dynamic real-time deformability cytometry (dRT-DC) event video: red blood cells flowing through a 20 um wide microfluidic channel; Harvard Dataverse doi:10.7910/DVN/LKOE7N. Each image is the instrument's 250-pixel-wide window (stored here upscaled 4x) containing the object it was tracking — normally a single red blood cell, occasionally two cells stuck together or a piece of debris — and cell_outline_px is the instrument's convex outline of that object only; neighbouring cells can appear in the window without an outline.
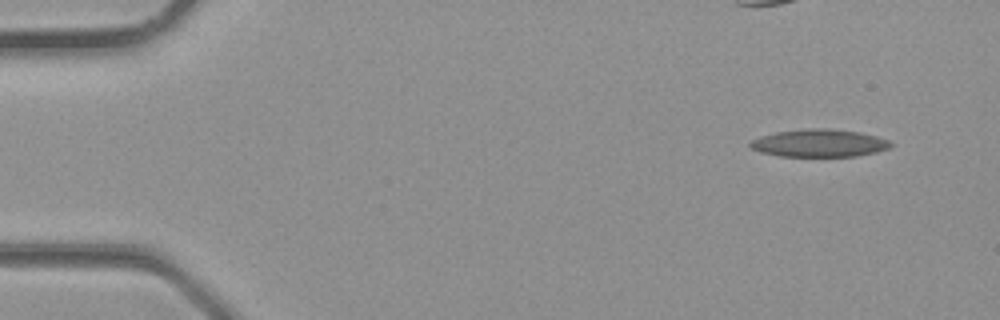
{"species": "common noctule bat (a hibernating species)", "species_latin": "Nyctalus noctula", "temperature_condition": "room temperature", "stored_images_in_passage": 34, "camera_frame_rate_fps": 3000, "um_per_image_px": 0.085, "animal": {"sex": "male", "body_mass_g": 23.1, "forearm_length_mm": 52.7}, "frame": {"image": 1, "passage_image": 1, "time_ms": 0.0, "image_size_px": [1000, 320], "cell_outline_px": [[892, 148], [876, 152], [856, 156], [780, 156], [760, 152], [752, 148], [748, 144], [752, 140], [760, 136], [776, 132], [808, 128], [828, 128], [860, 132], [876, 136], [888, 140], [892, 144]], "centroid_in_image_um": [69.65, 12.16], "position_along_channel_um": 15.4, "area_um2": 22.66}}